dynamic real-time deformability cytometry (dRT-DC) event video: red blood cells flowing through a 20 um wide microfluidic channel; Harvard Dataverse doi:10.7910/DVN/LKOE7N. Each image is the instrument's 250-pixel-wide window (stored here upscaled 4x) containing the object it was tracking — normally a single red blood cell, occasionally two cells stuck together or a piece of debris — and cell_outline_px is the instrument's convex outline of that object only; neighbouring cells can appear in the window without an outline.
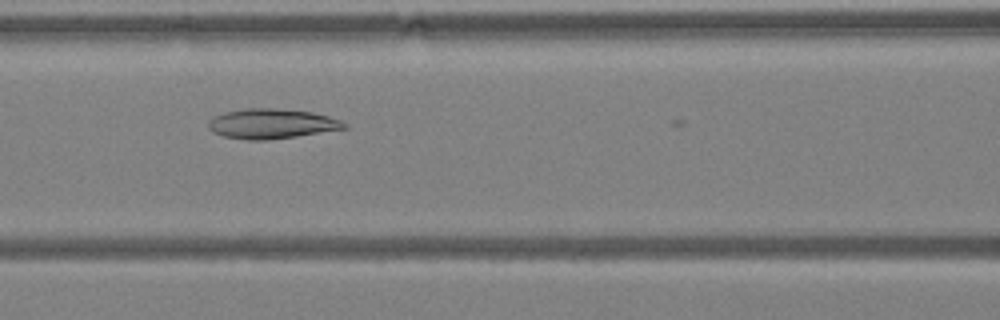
{"species": "Egyptian fruit bat (a non-hibernating species)", "species_latin": "Rousettus aegyptiacus", "temperature_condition": "warm", "stored_images_in_passage": 21, "camera_frame_rate_fps": 3000, "um_per_image_px": 0.085, "animal": {"sex": "female"}, "frame": {"image": 1, "passage_image": 8, "time_ms": 2.333, "image_size_px": [1000, 320], "cell_outline_px": [[348, 128], [296, 136], [268, 140], [244, 140], [224, 136], [212, 132], [208, 128], [208, 120], [212, 116], [224, 112], [244, 108], [272, 108], [312, 112], [328, 116], [340, 120], [348, 124]], "centroid_in_image_um": [23.05, 10.52], "position_along_channel_um": 143.6, "area_um2": 23.81}}
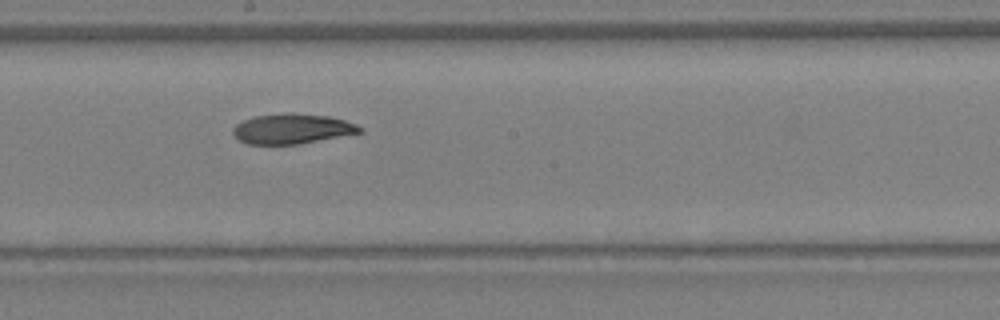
{"frame": {"image": 2, "passage_image": 13, "time_ms": 4.0, "image_size_px": [1000, 320], "cell_outline_px": [[364, 132], [296, 144], [248, 144], [240, 140], [232, 132], [232, 128], [236, 124], [252, 116], [292, 112], [328, 116], [344, 120], [356, 124], [364, 128]], "centroid_in_image_um": [24.84, 10.93], "position_along_channel_um": 223.4, "area_um2": 22.2}}
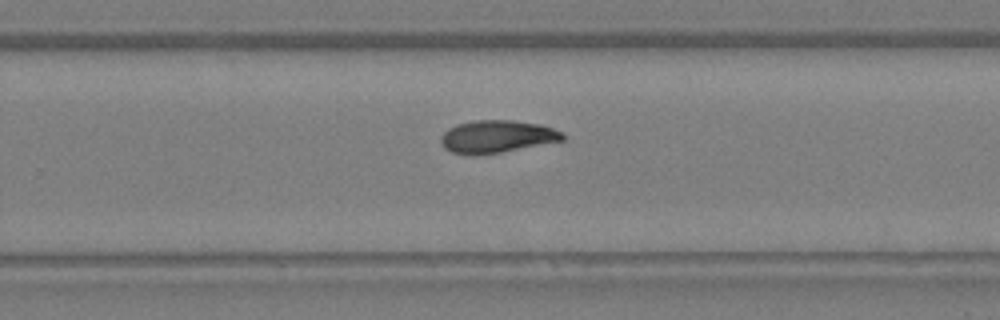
{"frame": {"image": 3, "passage_image": 17, "time_ms": 5.333, "image_size_px": [1000, 320], "cell_outline_px": [[564, 140], [500, 152], [452, 152], [444, 148], [440, 140], [440, 136], [448, 128], [456, 124], [472, 120], [512, 120], [540, 124], [564, 132]], "centroid_in_image_um": [42.26, 11.56], "position_along_channel_um": 287.5, "area_um2": 22.48}}